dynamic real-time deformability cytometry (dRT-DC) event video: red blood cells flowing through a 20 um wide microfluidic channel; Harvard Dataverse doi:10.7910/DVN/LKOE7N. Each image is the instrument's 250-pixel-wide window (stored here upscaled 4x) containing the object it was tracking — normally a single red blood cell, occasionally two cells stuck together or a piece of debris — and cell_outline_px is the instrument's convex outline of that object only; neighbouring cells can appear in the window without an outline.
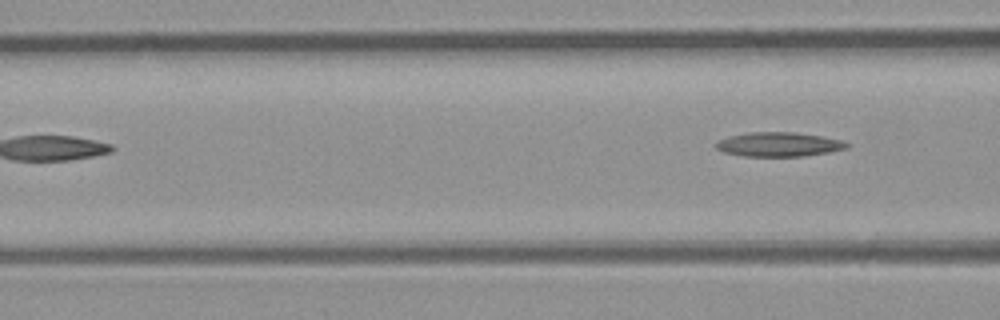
{"species": "common noctule bat (a hibernating species)", "species_latin": "Nyctalus noctula", "temperature_condition": "room temperature", "stored_images_in_passage": 4, "camera_frame_rate_fps": 3000, "um_per_image_px": 0.085, "animal": {"sex": "male", "body_mass_g": 23.1, "forearm_length_mm": 52.7}, "frame": {"image": 1, "passage_image": 4, "time_ms": 4.333, "image_size_px": [1000, 320], "cell_outline_px": [[852, 144], [848, 148], [828, 152], [804, 156], [744, 156], [724, 152], [716, 148], [716, 144], [720, 140], [728, 136], [752, 132], [796, 132], [820, 136], [840, 140]], "centroid_in_image_um": [66.23, 12.27], "position_along_channel_um": 100.4, "area_um2": 18.38}}